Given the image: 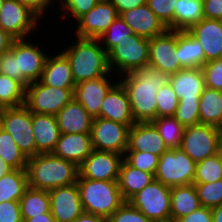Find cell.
<instances>
[{"instance_id":"cell-49","label":"cell","mask_w":222,"mask_h":222,"mask_svg":"<svg viewBox=\"0 0 222 222\" xmlns=\"http://www.w3.org/2000/svg\"><path fill=\"white\" fill-rule=\"evenodd\" d=\"M0 73L18 81L17 59L10 50L0 55Z\"/></svg>"},{"instance_id":"cell-42","label":"cell","mask_w":222,"mask_h":222,"mask_svg":"<svg viewBox=\"0 0 222 222\" xmlns=\"http://www.w3.org/2000/svg\"><path fill=\"white\" fill-rule=\"evenodd\" d=\"M123 159L129 165L154 175L159 163L160 156L150 152L125 151Z\"/></svg>"},{"instance_id":"cell-15","label":"cell","mask_w":222,"mask_h":222,"mask_svg":"<svg viewBox=\"0 0 222 222\" xmlns=\"http://www.w3.org/2000/svg\"><path fill=\"white\" fill-rule=\"evenodd\" d=\"M122 161L123 155L93 149L91 154L78 166V177L117 181Z\"/></svg>"},{"instance_id":"cell-6","label":"cell","mask_w":222,"mask_h":222,"mask_svg":"<svg viewBox=\"0 0 222 222\" xmlns=\"http://www.w3.org/2000/svg\"><path fill=\"white\" fill-rule=\"evenodd\" d=\"M196 175L194 162L181 148L162 153L154 174L155 180L172 188L193 184Z\"/></svg>"},{"instance_id":"cell-17","label":"cell","mask_w":222,"mask_h":222,"mask_svg":"<svg viewBox=\"0 0 222 222\" xmlns=\"http://www.w3.org/2000/svg\"><path fill=\"white\" fill-rule=\"evenodd\" d=\"M111 73L97 79L78 83L74 87V99L85 108L92 118L100 117V108L105 96L118 82L114 81ZM110 77L112 78L111 80Z\"/></svg>"},{"instance_id":"cell-53","label":"cell","mask_w":222,"mask_h":222,"mask_svg":"<svg viewBox=\"0 0 222 222\" xmlns=\"http://www.w3.org/2000/svg\"><path fill=\"white\" fill-rule=\"evenodd\" d=\"M120 15L122 12L147 4V0H109Z\"/></svg>"},{"instance_id":"cell-9","label":"cell","mask_w":222,"mask_h":222,"mask_svg":"<svg viewBox=\"0 0 222 222\" xmlns=\"http://www.w3.org/2000/svg\"><path fill=\"white\" fill-rule=\"evenodd\" d=\"M74 88H55L44 85L40 80L25 88L24 105L33 113L56 116L73 98Z\"/></svg>"},{"instance_id":"cell-37","label":"cell","mask_w":222,"mask_h":222,"mask_svg":"<svg viewBox=\"0 0 222 222\" xmlns=\"http://www.w3.org/2000/svg\"><path fill=\"white\" fill-rule=\"evenodd\" d=\"M0 157L13 169H26L27 158L9 133L0 130Z\"/></svg>"},{"instance_id":"cell-12","label":"cell","mask_w":222,"mask_h":222,"mask_svg":"<svg viewBox=\"0 0 222 222\" xmlns=\"http://www.w3.org/2000/svg\"><path fill=\"white\" fill-rule=\"evenodd\" d=\"M38 22L41 23L40 18L18 0H4L0 27L14 39L29 38L37 30Z\"/></svg>"},{"instance_id":"cell-33","label":"cell","mask_w":222,"mask_h":222,"mask_svg":"<svg viewBox=\"0 0 222 222\" xmlns=\"http://www.w3.org/2000/svg\"><path fill=\"white\" fill-rule=\"evenodd\" d=\"M28 188L25 169H13L0 179V203L19 201Z\"/></svg>"},{"instance_id":"cell-29","label":"cell","mask_w":222,"mask_h":222,"mask_svg":"<svg viewBox=\"0 0 222 222\" xmlns=\"http://www.w3.org/2000/svg\"><path fill=\"white\" fill-rule=\"evenodd\" d=\"M176 53L183 68H201L205 64L200 42L187 30L177 31Z\"/></svg>"},{"instance_id":"cell-1","label":"cell","mask_w":222,"mask_h":222,"mask_svg":"<svg viewBox=\"0 0 222 222\" xmlns=\"http://www.w3.org/2000/svg\"><path fill=\"white\" fill-rule=\"evenodd\" d=\"M135 122H151L157 118V93L170 83V75L150 66L120 76Z\"/></svg>"},{"instance_id":"cell-14","label":"cell","mask_w":222,"mask_h":222,"mask_svg":"<svg viewBox=\"0 0 222 222\" xmlns=\"http://www.w3.org/2000/svg\"><path fill=\"white\" fill-rule=\"evenodd\" d=\"M177 31L167 30L165 33L149 39L148 66L169 75L176 73L183 67L176 53Z\"/></svg>"},{"instance_id":"cell-28","label":"cell","mask_w":222,"mask_h":222,"mask_svg":"<svg viewBox=\"0 0 222 222\" xmlns=\"http://www.w3.org/2000/svg\"><path fill=\"white\" fill-rule=\"evenodd\" d=\"M154 179L153 174L139 170L123 159L117 182L123 199L129 201Z\"/></svg>"},{"instance_id":"cell-27","label":"cell","mask_w":222,"mask_h":222,"mask_svg":"<svg viewBox=\"0 0 222 222\" xmlns=\"http://www.w3.org/2000/svg\"><path fill=\"white\" fill-rule=\"evenodd\" d=\"M178 99H200L205 88L201 68H183L170 75L169 83Z\"/></svg>"},{"instance_id":"cell-36","label":"cell","mask_w":222,"mask_h":222,"mask_svg":"<svg viewBox=\"0 0 222 222\" xmlns=\"http://www.w3.org/2000/svg\"><path fill=\"white\" fill-rule=\"evenodd\" d=\"M25 103V87L0 73V109L19 107Z\"/></svg>"},{"instance_id":"cell-41","label":"cell","mask_w":222,"mask_h":222,"mask_svg":"<svg viewBox=\"0 0 222 222\" xmlns=\"http://www.w3.org/2000/svg\"><path fill=\"white\" fill-rule=\"evenodd\" d=\"M200 99H180L174 117L184 127L200 123Z\"/></svg>"},{"instance_id":"cell-3","label":"cell","mask_w":222,"mask_h":222,"mask_svg":"<svg viewBox=\"0 0 222 222\" xmlns=\"http://www.w3.org/2000/svg\"><path fill=\"white\" fill-rule=\"evenodd\" d=\"M67 48L61 49L67 57L75 84L108 75V53L101 46L99 39L76 37Z\"/></svg>"},{"instance_id":"cell-47","label":"cell","mask_w":222,"mask_h":222,"mask_svg":"<svg viewBox=\"0 0 222 222\" xmlns=\"http://www.w3.org/2000/svg\"><path fill=\"white\" fill-rule=\"evenodd\" d=\"M108 222H152L129 201L119 207L108 219Z\"/></svg>"},{"instance_id":"cell-40","label":"cell","mask_w":222,"mask_h":222,"mask_svg":"<svg viewBox=\"0 0 222 222\" xmlns=\"http://www.w3.org/2000/svg\"><path fill=\"white\" fill-rule=\"evenodd\" d=\"M201 207L213 209L222 204V179L211 183H193Z\"/></svg>"},{"instance_id":"cell-19","label":"cell","mask_w":222,"mask_h":222,"mask_svg":"<svg viewBox=\"0 0 222 222\" xmlns=\"http://www.w3.org/2000/svg\"><path fill=\"white\" fill-rule=\"evenodd\" d=\"M203 48L205 63L222 58V21L203 18L187 30Z\"/></svg>"},{"instance_id":"cell-45","label":"cell","mask_w":222,"mask_h":222,"mask_svg":"<svg viewBox=\"0 0 222 222\" xmlns=\"http://www.w3.org/2000/svg\"><path fill=\"white\" fill-rule=\"evenodd\" d=\"M177 0H147L148 7L163 22L168 30H173V13Z\"/></svg>"},{"instance_id":"cell-57","label":"cell","mask_w":222,"mask_h":222,"mask_svg":"<svg viewBox=\"0 0 222 222\" xmlns=\"http://www.w3.org/2000/svg\"><path fill=\"white\" fill-rule=\"evenodd\" d=\"M12 170L13 168L0 157V179Z\"/></svg>"},{"instance_id":"cell-60","label":"cell","mask_w":222,"mask_h":222,"mask_svg":"<svg viewBox=\"0 0 222 222\" xmlns=\"http://www.w3.org/2000/svg\"><path fill=\"white\" fill-rule=\"evenodd\" d=\"M217 156L219 157L220 163L222 165V149L218 148Z\"/></svg>"},{"instance_id":"cell-22","label":"cell","mask_w":222,"mask_h":222,"mask_svg":"<svg viewBox=\"0 0 222 222\" xmlns=\"http://www.w3.org/2000/svg\"><path fill=\"white\" fill-rule=\"evenodd\" d=\"M166 150L165 142L151 122H136L130 127L126 151L150 152L161 156Z\"/></svg>"},{"instance_id":"cell-4","label":"cell","mask_w":222,"mask_h":222,"mask_svg":"<svg viewBox=\"0 0 222 222\" xmlns=\"http://www.w3.org/2000/svg\"><path fill=\"white\" fill-rule=\"evenodd\" d=\"M76 183L84 212L108 219L126 202L117 181L78 177Z\"/></svg>"},{"instance_id":"cell-2","label":"cell","mask_w":222,"mask_h":222,"mask_svg":"<svg viewBox=\"0 0 222 222\" xmlns=\"http://www.w3.org/2000/svg\"><path fill=\"white\" fill-rule=\"evenodd\" d=\"M28 187L49 191L56 187L69 186L77 182L78 166L53 153L37 154L26 164Z\"/></svg>"},{"instance_id":"cell-11","label":"cell","mask_w":222,"mask_h":222,"mask_svg":"<svg viewBox=\"0 0 222 222\" xmlns=\"http://www.w3.org/2000/svg\"><path fill=\"white\" fill-rule=\"evenodd\" d=\"M130 127L102 117L93 118L91 127L92 147L124 155L128 149Z\"/></svg>"},{"instance_id":"cell-32","label":"cell","mask_w":222,"mask_h":222,"mask_svg":"<svg viewBox=\"0 0 222 222\" xmlns=\"http://www.w3.org/2000/svg\"><path fill=\"white\" fill-rule=\"evenodd\" d=\"M200 124L222 125V91L205 87L199 103Z\"/></svg>"},{"instance_id":"cell-26","label":"cell","mask_w":222,"mask_h":222,"mask_svg":"<svg viewBox=\"0 0 222 222\" xmlns=\"http://www.w3.org/2000/svg\"><path fill=\"white\" fill-rule=\"evenodd\" d=\"M32 128L35 135L36 155L52 153L61 134L56 116L32 112Z\"/></svg>"},{"instance_id":"cell-48","label":"cell","mask_w":222,"mask_h":222,"mask_svg":"<svg viewBox=\"0 0 222 222\" xmlns=\"http://www.w3.org/2000/svg\"><path fill=\"white\" fill-rule=\"evenodd\" d=\"M0 222H23L19 201L0 203Z\"/></svg>"},{"instance_id":"cell-52","label":"cell","mask_w":222,"mask_h":222,"mask_svg":"<svg viewBox=\"0 0 222 222\" xmlns=\"http://www.w3.org/2000/svg\"><path fill=\"white\" fill-rule=\"evenodd\" d=\"M204 18L222 21V0H203Z\"/></svg>"},{"instance_id":"cell-10","label":"cell","mask_w":222,"mask_h":222,"mask_svg":"<svg viewBox=\"0 0 222 222\" xmlns=\"http://www.w3.org/2000/svg\"><path fill=\"white\" fill-rule=\"evenodd\" d=\"M10 51L17 59L18 82L26 88L31 82L41 79L47 51L45 53L42 47L28 38L14 39Z\"/></svg>"},{"instance_id":"cell-23","label":"cell","mask_w":222,"mask_h":222,"mask_svg":"<svg viewBox=\"0 0 222 222\" xmlns=\"http://www.w3.org/2000/svg\"><path fill=\"white\" fill-rule=\"evenodd\" d=\"M93 151L91 134H60L56 147L52 152L55 156L74 162L79 166Z\"/></svg>"},{"instance_id":"cell-55","label":"cell","mask_w":222,"mask_h":222,"mask_svg":"<svg viewBox=\"0 0 222 222\" xmlns=\"http://www.w3.org/2000/svg\"><path fill=\"white\" fill-rule=\"evenodd\" d=\"M73 222H108L106 218L83 212Z\"/></svg>"},{"instance_id":"cell-21","label":"cell","mask_w":222,"mask_h":222,"mask_svg":"<svg viewBox=\"0 0 222 222\" xmlns=\"http://www.w3.org/2000/svg\"><path fill=\"white\" fill-rule=\"evenodd\" d=\"M100 117L129 127L136 123L131 112L128 94L119 81L105 96L100 108Z\"/></svg>"},{"instance_id":"cell-46","label":"cell","mask_w":222,"mask_h":222,"mask_svg":"<svg viewBox=\"0 0 222 222\" xmlns=\"http://www.w3.org/2000/svg\"><path fill=\"white\" fill-rule=\"evenodd\" d=\"M201 69L205 87L222 91V58L206 62Z\"/></svg>"},{"instance_id":"cell-51","label":"cell","mask_w":222,"mask_h":222,"mask_svg":"<svg viewBox=\"0 0 222 222\" xmlns=\"http://www.w3.org/2000/svg\"><path fill=\"white\" fill-rule=\"evenodd\" d=\"M174 222H213L212 210L206 207H200L189 215L181 217Z\"/></svg>"},{"instance_id":"cell-31","label":"cell","mask_w":222,"mask_h":222,"mask_svg":"<svg viewBox=\"0 0 222 222\" xmlns=\"http://www.w3.org/2000/svg\"><path fill=\"white\" fill-rule=\"evenodd\" d=\"M203 18L202 0H177L173 13V30H188Z\"/></svg>"},{"instance_id":"cell-13","label":"cell","mask_w":222,"mask_h":222,"mask_svg":"<svg viewBox=\"0 0 222 222\" xmlns=\"http://www.w3.org/2000/svg\"><path fill=\"white\" fill-rule=\"evenodd\" d=\"M180 148L196 163L216 155L218 152L216 127L200 123L185 127Z\"/></svg>"},{"instance_id":"cell-35","label":"cell","mask_w":222,"mask_h":222,"mask_svg":"<svg viewBox=\"0 0 222 222\" xmlns=\"http://www.w3.org/2000/svg\"><path fill=\"white\" fill-rule=\"evenodd\" d=\"M151 123L168 149L180 148L185 127L174 116L156 118Z\"/></svg>"},{"instance_id":"cell-43","label":"cell","mask_w":222,"mask_h":222,"mask_svg":"<svg viewBox=\"0 0 222 222\" xmlns=\"http://www.w3.org/2000/svg\"><path fill=\"white\" fill-rule=\"evenodd\" d=\"M156 99L157 118L174 116L179 99L170 84L159 89Z\"/></svg>"},{"instance_id":"cell-61","label":"cell","mask_w":222,"mask_h":222,"mask_svg":"<svg viewBox=\"0 0 222 222\" xmlns=\"http://www.w3.org/2000/svg\"><path fill=\"white\" fill-rule=\"evenodd\" d=\"M3 3H4V0H0V10H1L2 6H3Z\"/></svg>"},{"instance_id":"cell-24","label":"cell","mask_w":222,"mask_h":222,"mask_svg":"<svg viewBox=\"0 0 222 222\" xmlns=\"http://www.w3.org/2000/svg\"><path fill=\"white\" fill-rule=\"evenodd\" d=\"M61 134L91 133L93 118L74 98L56 115Z\"/></svg>"},{"instance_id":"cell-18","label":"cell","mask_w":222,"mask_h":222,"mask_svg":"<svg viewBox=\"0 0 222 222\" xmlns=\"http://www.w3.org/2000/svg\"><path fill=\"white\" fill-rule=\"evenodd\" d=\"M50 211L56 222H73L84 211L77 183L48 191Z\"/></svg>"},{"instance_id":"cell-8","label":"cell","mask_w":222,"mask_h":222,"mask_svg":"<svg viewBox=\"0 0 222 222\" xmlns=\"http://www.w3.org/2000/svg\"><path fill=\"white\" fill-rule=\"evenodd\" d=\"M129 202L152 222L171 220V188L155 179Z\"/></svg>"},{"instance_id":"cell-44","label":"cell","mask_w":222,"mask_h":222,"mask_svg":"<svg viewBox=\"0 0 222 222\" xmlns=\"http://www.w3.org/2000/svg\"><path fill=\"white\" fill-rule=\"evenodd\" d=\"M56 1H60L59 3L61 4L58 7L62 10V15L60 16L62 20L67 15V17L71 15L72 19L75 18L74 20L77 21L85 13L93 9L100 0H55V3Z\"/></svg>"},{"instance_id":"cell-58","label":"cell","mask_w":222,"mask_h":222,"mask_svg":"<svg viewBox=\"0 0 222 222\" xmlns=\"http://www.w3.org/2000/svg\"><path fill=\"white\" fill-rule=\"evenodd\" d=\"M211 210L213 222H222V204Z\"/></svg>"},{"instance_id":"cell-16","label":"cell","mask_w":222,"mask_h":222,"mask_svg":"<svg viewBox=\"0 0 222 222\" xmlns=\"http://www.w3.org/2000/svg\"><path fill=\"white\" fill-rule=\"evenodd\" d=\"M118 16L116 7L109 0H100L77 20L74 37L98 39Z\"/></svg>"},{"instance_id":"cell-56","label":"cell","mask_w":222,"mask_h":222,"mask_svg":"<svg viewBox=\"0 0 222 222\" xmlns=\"http://www.w3.org/2000/svg\"><path fill=\"white\" fill-rule=\"evenodd\" d=\"M23 222H56L54 217L50 212L40 214L38 216H34L28 219H22Z\"/></svg>"},{"instance_id":"cell-59","label":"cell","mask_w":222,"mask_h":222,"mask_svg":"<svg viewBox=\"0 0 222 222\" xmlns=\"http://www.w3.org/2000/svg\"><path fill=\"white\" fill-rule=\"evenodd\" d=\"M218 136V148L222 149V125L216 127Z\"/></svg>"},{"instance_id":"cell-38","label":"cell","mask_w":222,"mask_h":222,"mask_svg":"<svg viewBox=\"0 0 222 222\" xmlns=\"http://www.w3.org/2000/svg\"><path fill=\"white\" fill-rule=\"evenodd\" d=\"M135 32L129 27L120 15L109 25L107 31L102 34L98 39L101 46L109 53L118 41H121L129 35H134Z\"/></svg>"},{"instance_id":"cell-54","label":"cell","mask_w":222,"mask_h":222,"mask_svg":"<svg viewBox=\"0 0 222 222\" xmlns=\"http://www.w3.org/2000/svg\"><path fill=\"white\" fill-rule=\"evenodd\" d=\"M14 38L0 27V55L10 50Z\"/></svg>"},{"instance_id":"cell-30","label":"cell","mask_w":222,"mask_h":222,"mask_svg":"<svg viewBox=\"0 0 222 222\" xmlns=\"http://www.w3.org/2000/svg\"><path fill=\"white\" fill-rule=\"evenodd\" d=\"M171 221L189 215L201 207L194 184L171 188Z\"/></svg>"},{"instance_id":"cell-50","label":"cell","mask_w":222,"mask_h":222,"mask_svg":"<svg viewBox=\"0 0 222 222\" xmlns=\"http://www.w3.org/2000/svg\"><path fill=\"white\" fill-rule=\"evenodd\" d=\"M22 5L28 7L40 19L44 17L50 6L54 7L55 0H18ZM54 2V3H53Z\"/></svg>"},{"instance_id":"cell-39","label":"cell","mask_w":222,"mask_h":222,"mask_svg":"<svg viewBox=\"0 0 222 222\" xmlns=\"http://www.w3.org/2000/svg\"><path fill=\"white\" fill-rule=\"evenodd\" d=\"M222 179V165L216 155L196 163L193 183H211Z\"/></svg>"},{"instance_id":"cell-20","label":"cell","mask_w":222,"mask_h":222,"mask_svg":"<svg viewBox=\"0 0 222 222\" xmlns=\"http://www.w3.org/2000/svg\"><path fill=\"white\" fill-rule=\"evenodd\" d=\"M120 17L143 38L152 39L168 30L147 4L124 11Z\"/></svg>"},{"instance_id":"cell-25","label":"cell","mask_w":222,"mask_h":222,"mask_svg":"<svg viewBox=\"0 0 222 222\" xmlns=\"http://www.w3.org/2000/svg\"><path fill=\"white\" fill-rule=\"evenodd\" d=\"M40 81L55 88L75 87L70 63L62 52L47 56Z\"/></svg>"},{"instance_id":"cell-5","label":"cell","mask_w":222,"mask_h":222,"mask_svg":"<svg viewBox=\"0 0 222 222\" xmlns=\"http://www.w3.org/2000/svg\"><path fill=\"white\" fill-rule=\"evenodd\" d=\"M108 64L111 72L120 76L136 71L149 64V39L129 35L118 41L117 45L108 53Z\"/></svg>"},{"instance_id":"cell-34","label":"cell","mask_w":222,"mask_h":222,"mask_svg":"<svg viewBox=\"0 0 222 222\" xmlns=\"http://www.w3.org/2000/svg\"><path fill=\"white\" fill-rule=\"evenodd\" d=\"M21 217L28 219L50 212V198L48 191L28 187L19 200Z\"/></svg>"},{"instance_id":"cell-7","label":"cell","mask_w":222,"mask_h":222,"mask_svg":"<svg viewBox=\"0 0 222 222\" xmlns=\"http://www.w3.org/2000/svg\"><path fill=\"white\" fill-rule=\"evenodd\" d=\"M0 122L1 129L10 134L27 159L36 155L32 112L25 105L1 108Z\"/></svg>"}]
</instances>
